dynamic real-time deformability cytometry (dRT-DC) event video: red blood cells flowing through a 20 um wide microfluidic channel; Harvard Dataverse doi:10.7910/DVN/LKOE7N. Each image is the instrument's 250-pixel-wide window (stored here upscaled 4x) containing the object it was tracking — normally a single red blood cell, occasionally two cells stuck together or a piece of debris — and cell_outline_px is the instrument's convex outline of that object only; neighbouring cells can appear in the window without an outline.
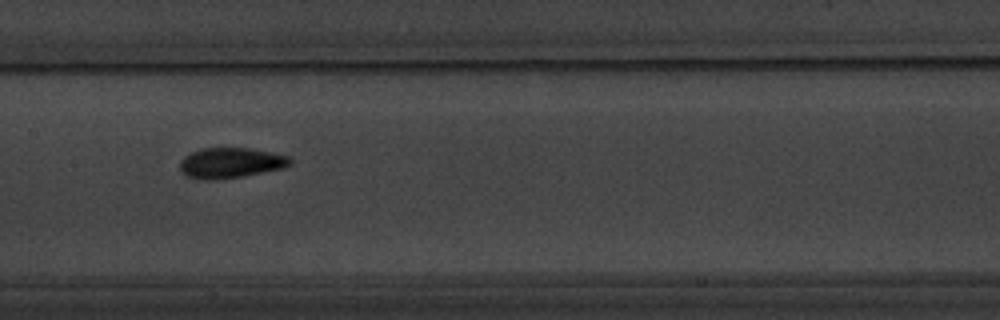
{"species": "common noctule bat (a hibernating species)", "species_latin": "Nyctalus noctula", "temperature_condition": "warm", "stored_images_in_passage": 35, "camera_frame_rate_fps": 3000, "um_per_image_px": 0.085, "animal": {"sex": "male", "body_mass_g": 20.1, "forearm_length_mm": 53.5}, "frame": {"image": 1, "passage_image": 12, "time_ms": 3.667, "image_size_px": [1000, 320], "cell_outline_px": [[292, 164], [284, 168], [244, 176], [216, 180], [200, 180], [184, 176], [180, 172], [180, 160], [184, 156], [200, 148], [248, 148], [288, 156], [292, 160]], "centroid_in_image_um": [19.56, 13.86], "position_along_channel_um": 187.8, "area_um2": 19.77}}
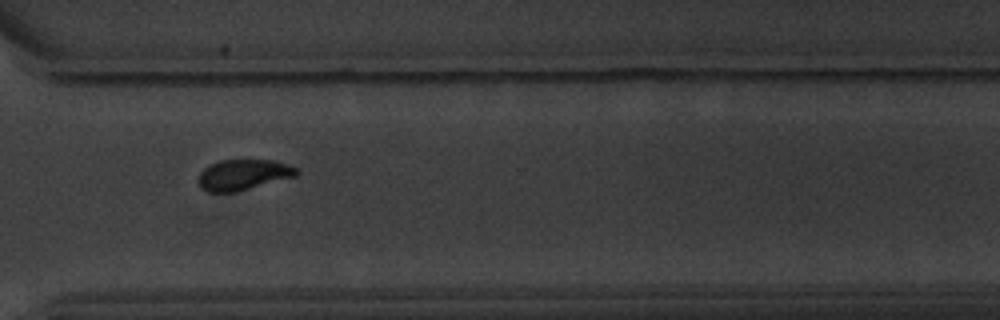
{"frame": {"image": 2, "passage_image": 25, "time_ms": 8.0, "image_size_px": [1000, 320], "cell_outline_px": [[300, 172], [296, 176], [236, 192], [208, 192], [200, 188], [196, 180], [200, 172], [208, 164], [220, 160], [272, 160], [288, 164], [296, 168]], "centroid_in_image_um": [20.63, 14.85], "position_along_channel_um": 350.0, "area_um2": 17.74}}
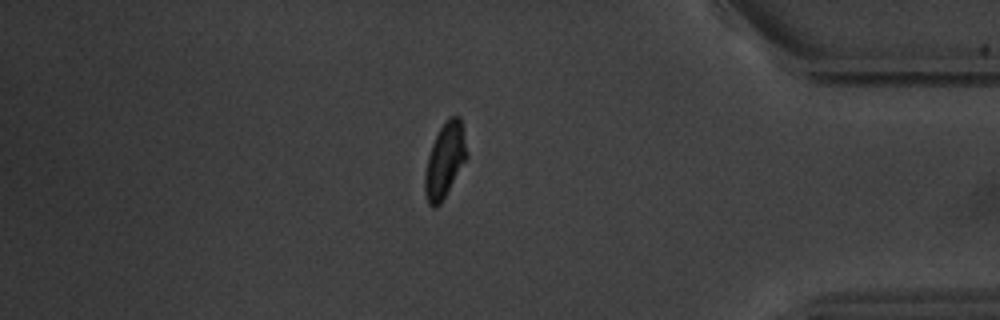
{"frame": {"image": 3, "passage_image": 31, "time_ms": 10.0, "image_size_px": [1000, 320], "cell_outline_px": [[468, 156], [440, 204], [436, 208], [432, 208], [428, 204], [424, 192], [424, 176], [428, 156], [432, 144], [440, 128], [448, 116], [460, 116]], "centroid_in_image_um": [37.79, 13.64], "position_along_channel_um": 397.4, "area_um2": 18.09}}